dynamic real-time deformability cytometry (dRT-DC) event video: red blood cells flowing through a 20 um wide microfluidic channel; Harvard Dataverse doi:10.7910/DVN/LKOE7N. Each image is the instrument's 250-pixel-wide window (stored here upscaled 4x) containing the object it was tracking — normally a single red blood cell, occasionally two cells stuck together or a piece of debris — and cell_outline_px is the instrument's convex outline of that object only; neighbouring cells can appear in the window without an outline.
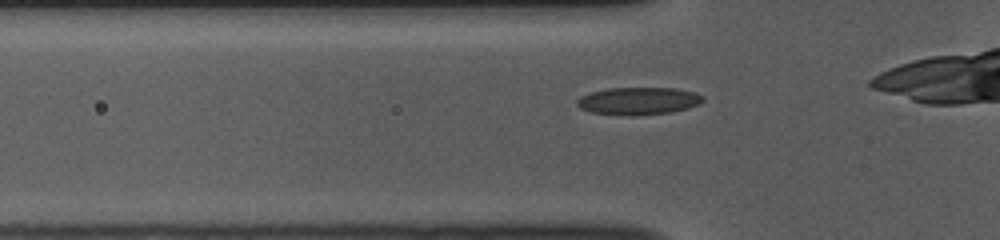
{"species": "common noctule bat (a hibernating species)", "species_latin": "Nyctalus noctula", "temperature_condition": "room temperature", "stored_images_in_passage": 30, "camera_frame_rate_fps": 3000, "um_per_image_px": 0.085, "animal": {"sex": "female", "body_mass_g": 10.0, "forearm_length_mm": 53.1}, "frame": {"image": 1, "passage_image": 5, "time_ms": 1.333, "image_size_px": [1000, 240], "cell_outline_px": [[704, 100], [700, 104], [688, 108], [672, 112], [632, 116], [624, 116], [592, 112], [580, 108], [576, 104], [576, 100], [580, 96], [588, 92], [608, 88], [676, 88], [696, 92], [704, 96]], "centroid_in_image_um": [54.27, 8.58], "position_along_channel_um": 71.5, "area_um2": 20.52}}
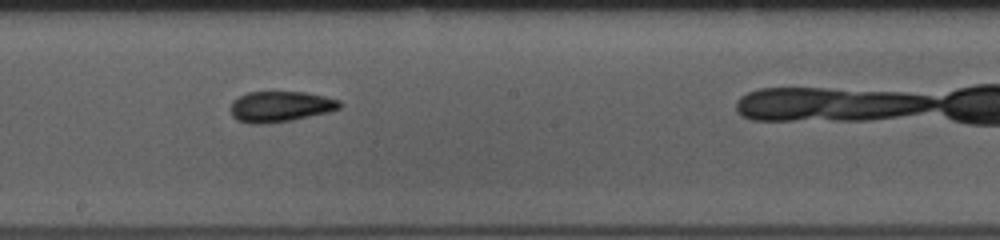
{"frame": {"image": 2, "passage_image": 17, "time_ms": 5.333, "image_size_px": [1000, 240], "cell_outline_px": [[344, 104], [340, 108], [328, 112], [292, 120], [260, 124], [248, 124], [236, 120], [232, 116], [232, 100], [248, 92], [304, 92], [324, 96], [340, 100]], "centroid_in_image_um": [23.84, 9.06], "position_along_channel_um": 224.4, "area_um2": 19.54}}
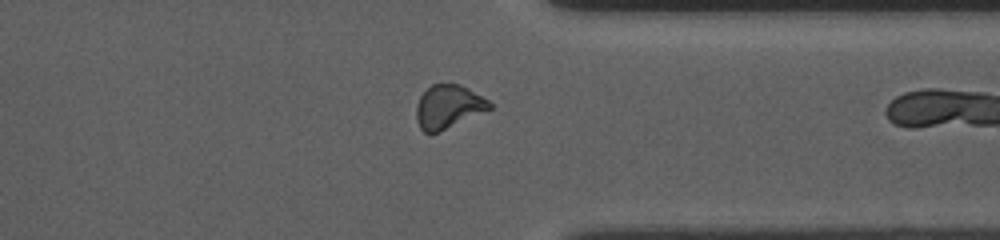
{"frame": {"image": 3, "passage_image": 29, "time_ms": 9.333, "image_size_px": [1000, 240], "cell_outline_px": [[492, 108], [440, 132], [424, 132], [420, 128], [416, 120], [416, 104], [420, 96], [432, 84], [460, 84], [468, 88], [488, 100], [492, 104]], "centroid_in_image_um": [38.09, 9.07], "position_along_channel_um": 373.3, "area_um2": 18.5}}